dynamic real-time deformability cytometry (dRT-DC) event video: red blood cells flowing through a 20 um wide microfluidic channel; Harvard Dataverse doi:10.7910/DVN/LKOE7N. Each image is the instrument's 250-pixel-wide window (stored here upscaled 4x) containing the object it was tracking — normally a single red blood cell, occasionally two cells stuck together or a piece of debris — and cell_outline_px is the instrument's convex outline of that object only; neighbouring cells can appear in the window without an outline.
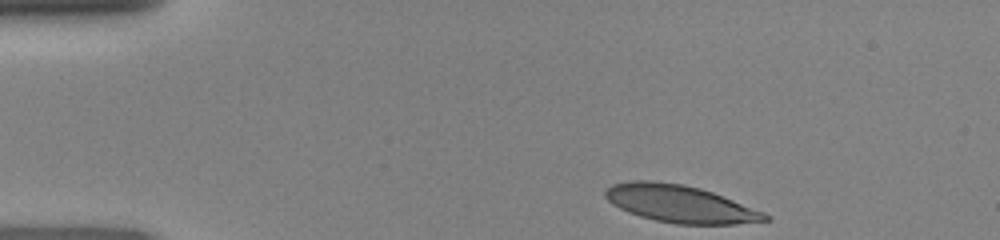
{"species": "human", "species_latin": "Homo sapiens", "temperature_condition": "room temperature", "stored_images_in_passage": 34, "camera_frame_rate_fps": 3000, "um_per_image_px": 0.085, "donor": {"sex": "female"}, "frame": {"image": 1, "passage_image": 1, "time_ms": 0.0, "image_size_px": [1000, 240], "cell_outline_px": [[772, 220], [736, 224], [676, 224], [656, 220], [640, 216], [628, 212], [612, 204], [604, 196], [604, 192], [612, 184], [632, 180], [648, 180], [680, 184], [700, 188], [712, 192], [764, 212]], "centroid_in_image_um": [57.79, 17.33], "position_along_channel_um": 27.2, "area_um2": 34.51}}
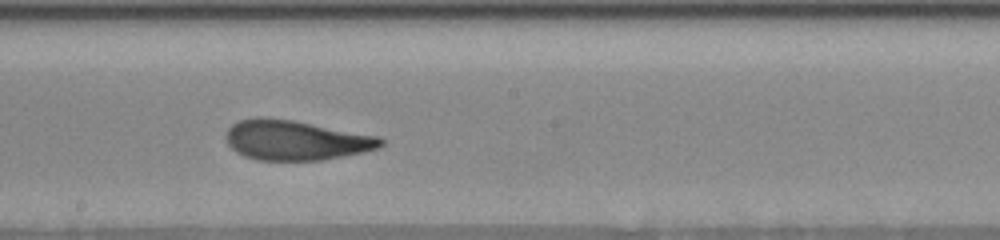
{"frame": {"image": 2, "passage_image": 20, "time_ms": 6.333, "image_size_px": [1000, 240], "cell_outline_px": [[384, 144], [380, 148], [364, 152], [324, 160], [256, 160], [244, 156], [236, 152], [228, 144], [224, 136], [228, 128], [232, 124], [240, 120], [260, 116], [292, 120], [380, 136], [384, 140]], "centroid_in_image_um": [25.14, 11.92], "position_along_channel_um": 223.1, "area_um2": 36.24}}
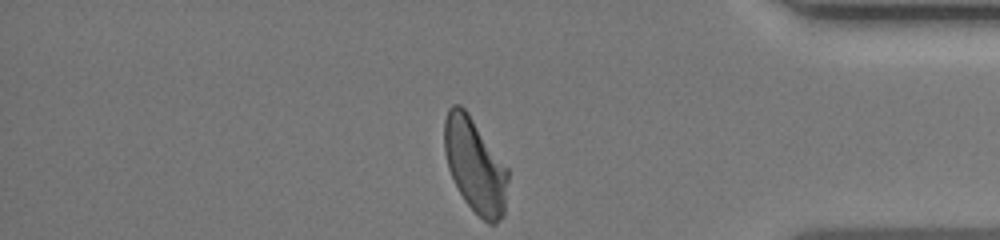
{"frame": {"image": 3, "passage_image": 34, "time_ms": 11.0, "image_size_px": [1000, 240], "cell_outline_px": [[508, 180], [504, 216], [496, 224], [488, 224], [464, 200], [448, 168], [444, 152], [444, 120], [448, 108], [452, 104], [460, 104], [468, 112], [508, 168]], "centroid_in_image_um": [40.38, 14.05], "position_along_channel_um": 394.8, "area_um2": 34.97}}